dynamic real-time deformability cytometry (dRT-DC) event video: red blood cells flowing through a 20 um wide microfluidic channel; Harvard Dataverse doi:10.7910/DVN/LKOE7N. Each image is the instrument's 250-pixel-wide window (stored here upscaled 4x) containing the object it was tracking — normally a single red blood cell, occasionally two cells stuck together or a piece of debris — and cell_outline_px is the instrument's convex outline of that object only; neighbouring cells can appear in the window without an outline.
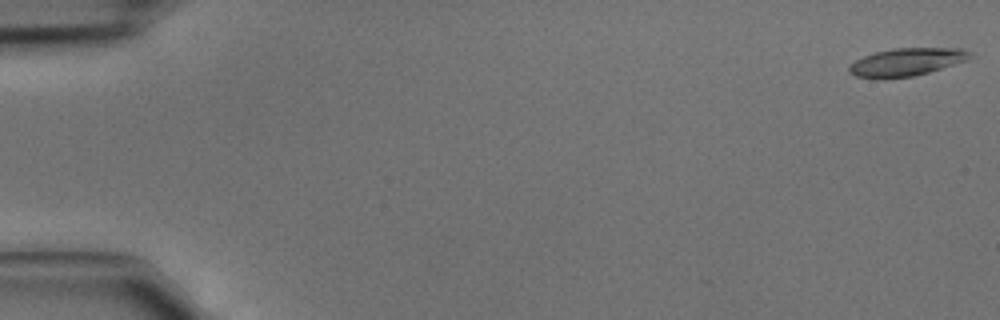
{"species": "common noctule bat (a hibernating species)", "species_latin": "Nyctalus noctula", "temperature_condition": "cold", "stored_images_in_passage": 46, "camera_frame_rate_fps": 3000, "um_per_image_px": 0.085, "animal": {"sex": "male", "body_mass_g": 15.6}, "frame": {"image": 1, "passage_image": 1, "time_ms": 0.0, "image_size_px": [1000, 320], "cell_outline_px": [[976, 56], [968, 60], [916, 76], [884, 80], [856, 76], [848, 72], [848, 68], [856, 60], [864, 56], [876, 52], [892, 48], [960, 48], [972, 52]], "centroid_in_image_um": [77.09, 5.29], "position_along_channel_um": 7.9, "area_um2": 20.0}}
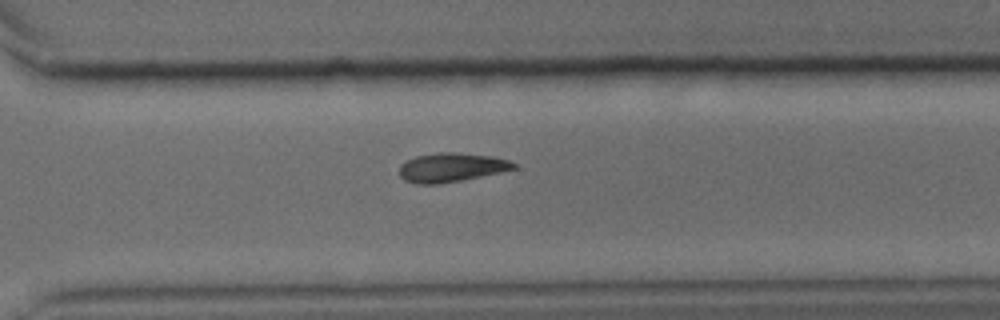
{"frame": {"image": 2, "passage_image": 33, "time_ms": 10.667, "image_size_px": [1000, 320], "cell_outline_px": [[516, 168], [500, 172], [460, 180], [436, 184], [416, 184], [404, 180], [400, 176], [400, 164], [404, 160], [416, 156], [440, 152], [456, 152], [492, 156], [508, 160], [516, 164]], "centroid_in_image_um": [38.32, 14.22], "position_along_channel_um": 332.3, "area_um2": 19.25}}
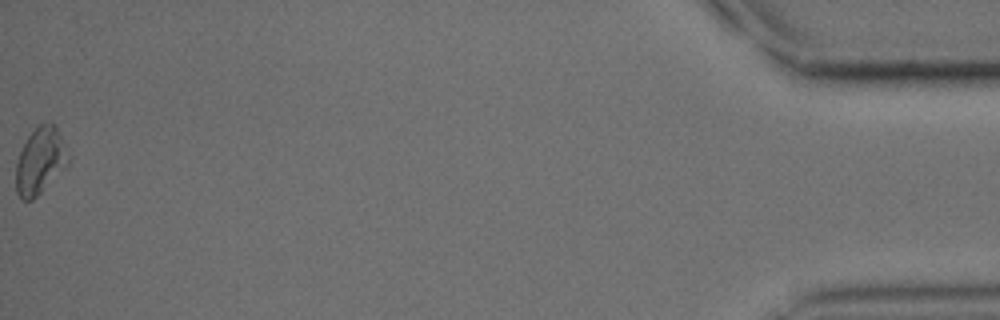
{"frame": {"image": 3, "passage_image": 46, "time_ms": 15.0, "image_size_px": [1000, 320], "cell_outline_px": [[72, 156], [68, 164], [32, 200], [20, 200], [16, 192], [16, 160], [28, 136], [40, 124], [52, 124], [56, 128]], "centroid_in_image_um": [3.42, 13.69], "position_along_channel_um": 431.8, "area_um2": 20.06}}